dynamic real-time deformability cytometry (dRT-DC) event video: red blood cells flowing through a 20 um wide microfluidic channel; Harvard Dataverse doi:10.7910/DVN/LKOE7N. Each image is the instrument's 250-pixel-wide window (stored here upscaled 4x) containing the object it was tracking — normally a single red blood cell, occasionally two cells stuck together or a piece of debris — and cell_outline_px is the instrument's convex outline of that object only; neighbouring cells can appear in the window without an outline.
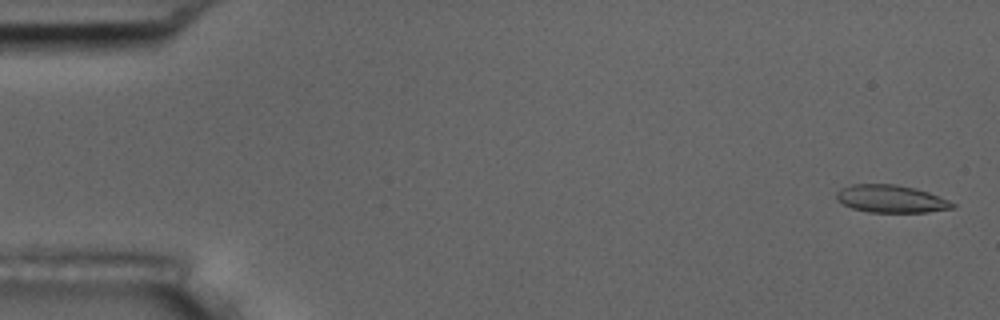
{"species": "common noctule bat (a hibernating species)", "species_latin": "Nyctalus noctula", "temperature_condition": "room temperature", "stored_images_in_passage": 56, "camera_frame_rate_fps": 3000, "um_per_image_px": 0.085, "animal": {"sex": "male", "body_mass_g": 17.5, "forearm_length_mm": 52.3}, "frame": {"image": 1, "passage_image": 2, "time_ms": 0.333, "image_size_px": [1000, 320], "cell_outline_px": [[956, 204], [952, 208], [928, 212], [868, 212], [852, 208], [836, 200], [836, 192], [840, 188], [852, 184], [896, 184], [916, 188], [928, 192], [948, 200]], "centroid_in_image_um": [75.7, 16.89], "position_along_channel_um": 9.3, "area_um2": 18.67}}
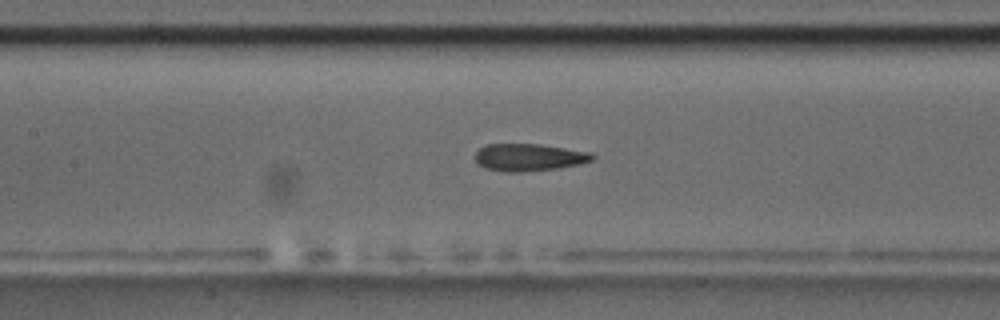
{"frame": {"image": 2, "passage_image": 26, "time_ms": 8.333, "image_size_px": [1000, 320], "cell_outline_px": [[596, 156], [592, 160], [580, 164], [556, 168], [524, 172], [504, 172], [484, 168], [476, 164], [476, 152], [484, 144], [540, 144], [592, 152]], "centroid_in_image_um": [44.95, 13.37], "position_along_channel_um": 162.4, "area_um2": 18.84}}
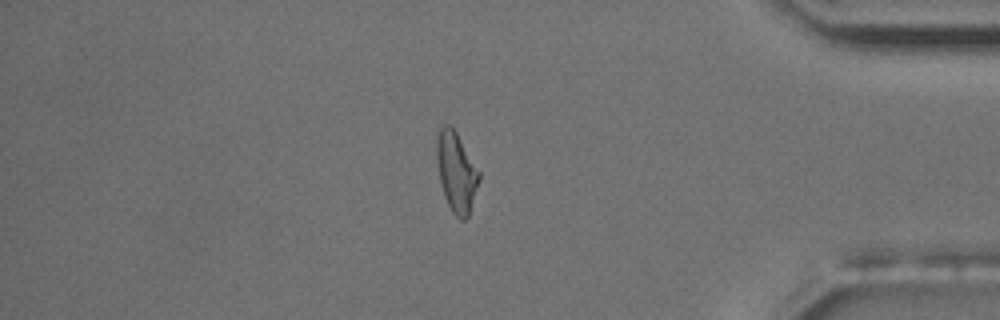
{"frame": {"image": 3, "passage_image": 48, "time_ms": 15.667, "image_size_px": [1000, 320], "cell_outline_px": [[480, 180], [468, 216], [464, 220], [460, 220], [452, 212], [444, 196], [440, 180], [436, 160], [436, 136], [440, 128], [444, 124], [448, 124], [456, 132], [480, 172]], "centroid_in_image_um": [38.78, 14.62], "position_along_channel_um": 396.4, "area_um2": 19.65}, "authors_computed_cell_mechanics": {"area_um2": 19.2185, "velocity_mm_per_s": 3.6139, "shape_relaxation_time_tau1_ms": 6.0246, "shape_relaxation_time_tau2_ms": 2.7303, "deformation_change_tau1": 0.1662, "deformation_change_tau2": 0.1088}}